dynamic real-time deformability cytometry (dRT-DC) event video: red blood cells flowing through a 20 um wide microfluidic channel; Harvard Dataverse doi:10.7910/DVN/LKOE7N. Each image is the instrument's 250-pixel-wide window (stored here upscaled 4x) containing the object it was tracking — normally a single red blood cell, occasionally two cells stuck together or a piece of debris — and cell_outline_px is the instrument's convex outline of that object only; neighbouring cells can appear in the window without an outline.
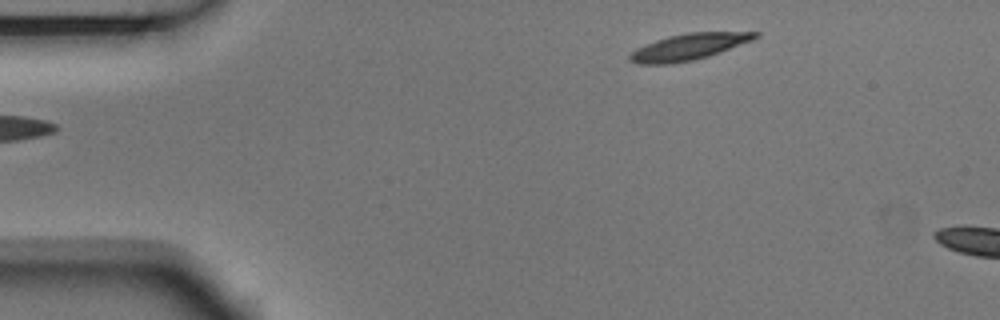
{"species": "Egyptian fruit bat (a non-hibernating species)", "species_latin": "Rousettus aegyptiacus", "temperature_condition": "room temperature", "stored_images_in_passage": 6, "segment_of_instrument_passage": [2, 2], "camera_frame_rate_fps": 3000, "um_per_image_px": 0.085, "animal": {"sex": "male"}, "frame": {"image": 1, "passage_image": 6, "time_ms": 1.667, "image_size_px": [1000, 320], "cell_outline_px": [[760, 36], [752, 40], [720, 52], [708, 56], [692, 60], [668, 64], [636, 64], [628, 60], [628, 56], [636, 48], [644, 44], [668, 36], [688, 32], [760, 32]], "centroid_in_image_um": [58.5, 3.98], "position_along_channel_um": 26.5, "area_um2": 19.19}}